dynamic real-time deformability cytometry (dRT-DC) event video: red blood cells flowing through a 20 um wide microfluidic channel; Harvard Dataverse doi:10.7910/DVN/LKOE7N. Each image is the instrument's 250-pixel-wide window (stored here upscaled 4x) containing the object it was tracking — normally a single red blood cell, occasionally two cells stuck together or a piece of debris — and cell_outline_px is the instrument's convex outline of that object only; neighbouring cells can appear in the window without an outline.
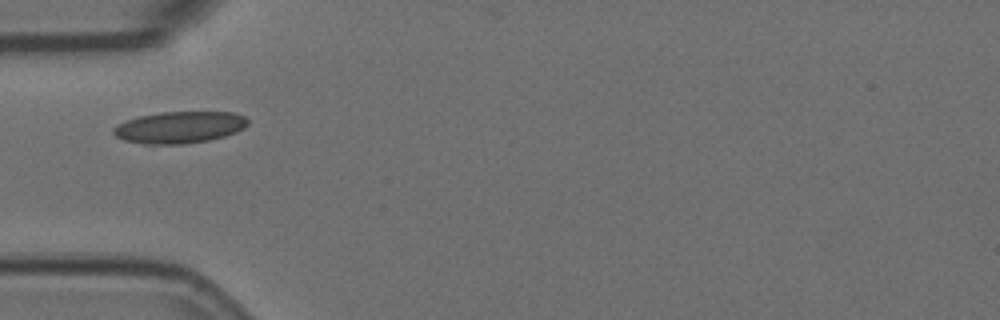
{"species": "Egyptian fruit bat (a non-hibernating species)", "species_latin": "Rousettus aegyptiacus", "temperature_condition": "room temperature", "stored_images_in_passage": 31, "camera_frame_rate_fps": 3000, "um_per_image_px": 0.085, "animal": {"sex": "female"}, "frame": {"image": 1, "passage_image": 1, "time_ms": 0.0, "image_size_px": [1000, 320], "cell_outline_px": [[248, 124], [244, 128], [236, 132], [224, 136], [208, 140], [180, 144], [144, 144], [124, 140], [116, 136], [112, 132], [112, 128], [116, 124], [124, 120], [140, 116], [160, 112], [232, 112], [244, 116], [248, 120]], "centroid_in_image_um": [15.22, 10.81], "position_along_channel_um": 69.8, "area_um2": 24.91}}
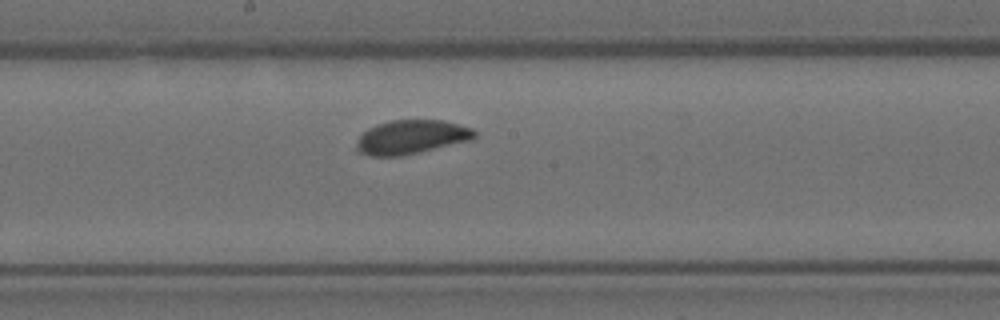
{"frame": {"image": 2, "passage_image": 13, "time_ms": 4.0, "image_size_px": [1000, 320], "cell_outline_px": [[476, 136], [472, 140], [400, 156], [372, 156], [356, 152], [356, 140], [368, 128], [376, 124], [392, 120], [444, 120], [472, 128], [476, 132]], "centroid_in_image_um": [34.94, 11.65], "position_along_channel_um": 213.3, "area_um2": 23.41}}
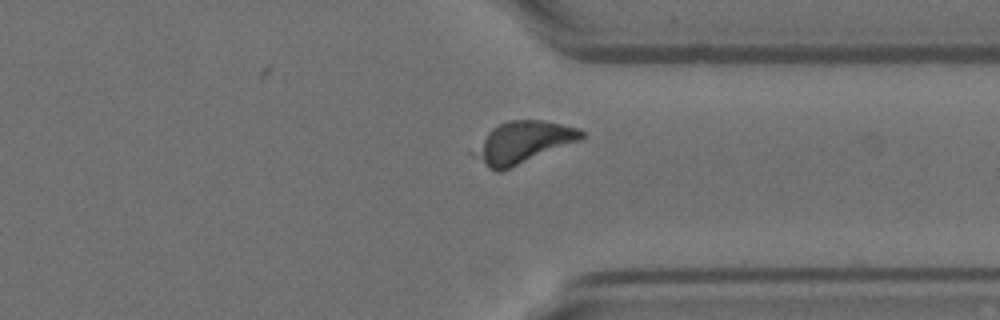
{"frame": {"image": 3, "passage_image": 26, "time_ms": 8.333, "image_size_px": [1000, 320], "cell_outline_px": [[584, 136], [580, 140], [500, 172], [496, 172], [488, 168], [472, 156], [468, 152], [492, 128], [508, 120], [544, 120], [580, 128], [584, 132]], "centroid_in_image_um": [44.39, 12.11], "position_along_channel_um": 367.0, "area_um2": 26.3}, "authors_computed_cell_mechanics": {"area_um2": 23.987, "velocity_mm_per_s": 3.5717, "shape_relaxation_time_tau1_ms": 2.5997, "shape_relaxation_time_tau2_ms": null, "deformation_change_tau1": 0.0508, "deformation_change_tau2": null}}